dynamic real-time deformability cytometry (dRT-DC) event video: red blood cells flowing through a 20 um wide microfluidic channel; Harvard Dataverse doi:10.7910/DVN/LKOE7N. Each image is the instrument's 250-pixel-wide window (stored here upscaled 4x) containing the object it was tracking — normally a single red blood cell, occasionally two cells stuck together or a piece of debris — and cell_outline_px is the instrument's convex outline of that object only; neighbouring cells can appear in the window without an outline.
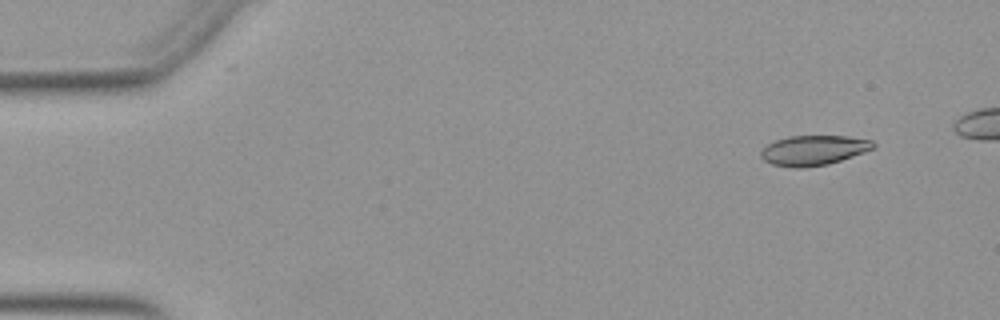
{"species": "Egyptian fruit bat (a non-hibernating species)", "species_latin": "Rousettus aegyptiacus", "temperature_condition": "warm", "stored_images_in_passage": 48, "camera_frame_rate_fps": 3000, "um_per_image_px": 0.085, "animal": {"sex": "female"}, "frame": {"image": 1, "passage_image": 5, "time_ms": 1.333, "image_size_px": [1000, 320], "cell_outline_px": [[876, 144], [872, 148], [864, 152], [828, 164], [800, 168], [796, 168], [772, 164], [764, 160], [760, 156], [760, 152], [768, 144], [776, 140], [788, 136], [848, 136], [872, 140]], "centroid_in_image_um": [69.14, 12.77], "position_along_channel_um": 15.9, "area_um2": 19.42}}
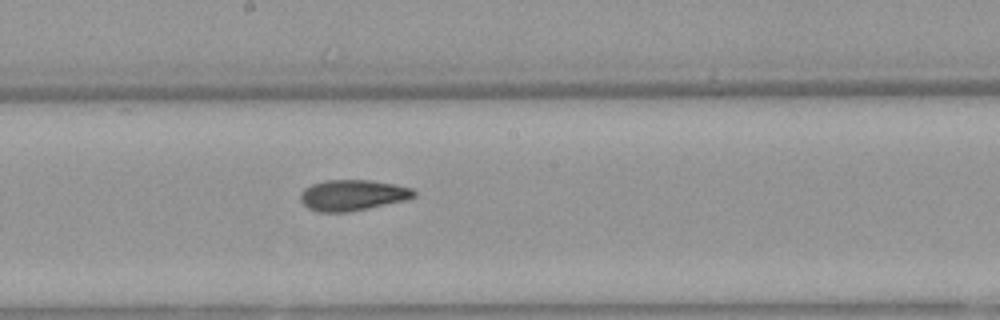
{"frame": {"image": 2, "passage_image": 29, "time_ms": 9.333, "image_size_px": [1000, 320], "cell_outline_px": [[416, 196], [408, 200], [348, 212], [316, 212], [308, 208], [300, 200], [300, 192], [304, 188], [312, 184], [324, 180], [368, 180], [396, 184], [412, 188], [416, 192]], "centroid_in_image_um": [29.97, 16.59], "position_along_channel_um": 218.2, "area_um2": 20.63}}
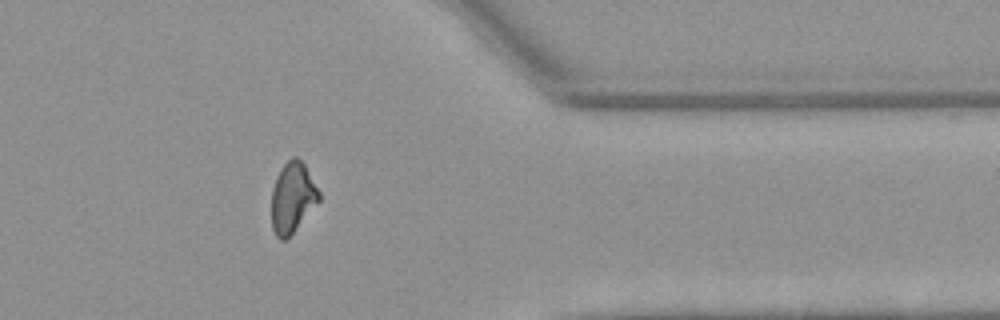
{"frame": {"image": 3, "passage_image": 43, "time_ms": 14.0, "image_size_px": [1000, 320], "cell_outline_px": [[320, 200], [292, 232], [284, 240], [280, 240], [276, 236], [272, 228], [272, 188], [276, 176], [280, 168], [292, 156], [296, 156], [304, 164], [320, 192]], "centroid_in_image_um": [24.85, 16.76], "position_along_channel_um": 386.6, "area_um2": 19.25}, "authors_computed_cell_mechanics": {"area_um2": 20.1144, "velocity_mm_per_s": 3.9251, "shape_relaxation_time_tau1_ms": null, "shape_relaxation_time_tau2_ms": 3.671, "deformation_change_tau1": null, "deformation_change_tau2": 0.1083}}